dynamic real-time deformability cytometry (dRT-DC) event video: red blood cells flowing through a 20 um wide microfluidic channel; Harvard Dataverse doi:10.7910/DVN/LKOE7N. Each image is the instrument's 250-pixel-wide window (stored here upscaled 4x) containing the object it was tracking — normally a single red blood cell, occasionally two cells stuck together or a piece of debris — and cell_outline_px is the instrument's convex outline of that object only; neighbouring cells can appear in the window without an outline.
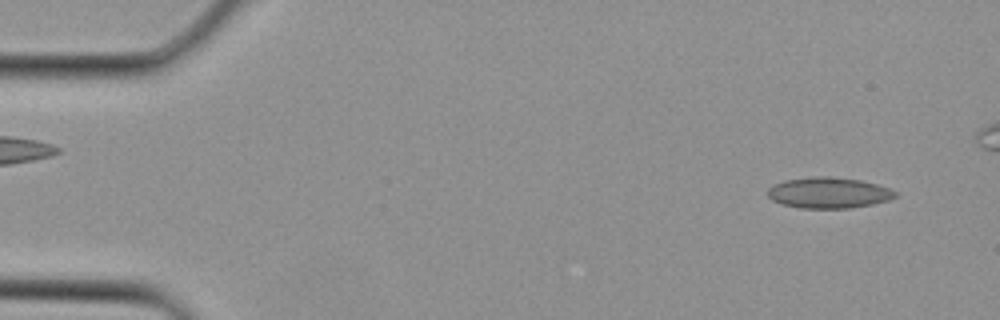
{"species": "Egyptian fruit bat (a non-hibernating species)", "species_latin": "Rousettus aegyptiacus", "temperature_condition": "cold", "stored_images_in_passage": 5, "camera_frame_rate_fps": 3000, "um_per_image_px": 0.085, "animal": {"sex": "female"}, "frame": {"image": 1, "passage_image": 5, "time_ms": 1.333, "image_size_px": [1000, 320], "cell_outline_px": [[896, 196], [888, 200], [872, 204], [848, 208], [800, 208], [780, 204], [772, 200], [768, 196], [768, 188], [784, 180], [812, 176], [832, 176], [860, 180], [892, 188], [896, 192]], "centroid_in_image_um": [70.43, 16.38], "position_along_channel_um": 14.6, "area_um2": 23.06}}